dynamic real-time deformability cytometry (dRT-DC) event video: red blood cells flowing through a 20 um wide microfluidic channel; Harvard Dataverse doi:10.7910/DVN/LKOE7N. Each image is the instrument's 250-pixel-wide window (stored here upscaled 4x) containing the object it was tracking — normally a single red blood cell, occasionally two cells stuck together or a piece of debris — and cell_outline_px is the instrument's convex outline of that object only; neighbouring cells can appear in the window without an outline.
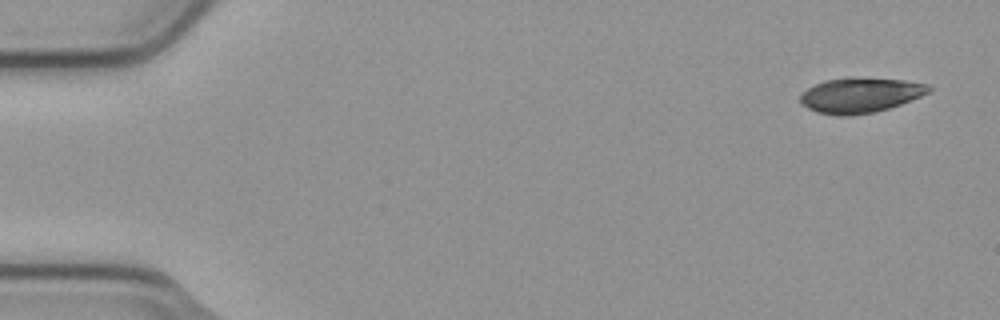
{"species": "common noctule bat (a hibernating species)", "species_latin": "Nyctalus noctula", "temperature_condition": "cold", "stored_images_in_passage": 4, "camera_frame_rate_fps": 3000, "um_per_image_px": 0.085, "animal": {"sex": "male", "body_mass_g": 23.1, "forearm_length_mm": 52.7}, "frame": {"image": 1, "passage_image": 1, "time_ms": 0.0, "image_size_px": [1000, 320], "cell_outline_px": [[932, 88], [928, 92], [920, 96], [900, 104], [888, 108], [872, 112], [852, 116], [836, 116], [816, 112], [800, 104], [800, 96], [808, 88], [824, 80], [848, 76], [852, 76], [904, 80], [928, 84]], "centroid_in_image_um": [73.08, 8.08], "position_along_channel_um": 11.9, "area_um2": 26.47}}
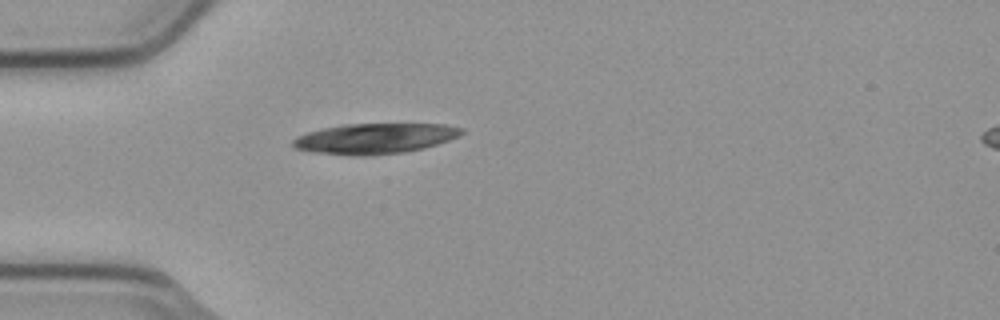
{"frame": {"image": 2, "passage_image": 4, "time_ms": 1.0, "image_size_px": [1000, 320], "cell_outline_px": [[464, 132], [460, 136], [424, 148], [404, 152], [372, 156], [352, 156], [312, 152], [296, 148], [292, 144], [292, 140], [296, 136], [308, 132], [324, 128], [344, 124], [448, 124], [464, 128]], "centroid_in_image_um": [31.88, 11.78], "position_along_channel_um": 53.1, "area_um2": 30.11}}